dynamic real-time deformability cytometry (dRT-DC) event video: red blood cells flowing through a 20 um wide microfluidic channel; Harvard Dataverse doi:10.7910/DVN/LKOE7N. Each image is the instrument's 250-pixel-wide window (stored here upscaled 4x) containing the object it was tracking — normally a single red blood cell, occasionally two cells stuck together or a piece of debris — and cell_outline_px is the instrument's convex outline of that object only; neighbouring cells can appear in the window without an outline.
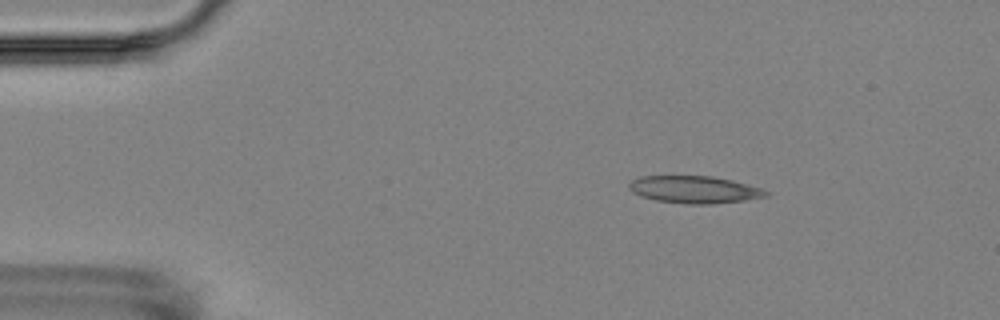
{"species": "Egyptian fruit bat (a non-hibernating species)", "species_latin": "Rousettus aegyptiacus", "temperature_condition": "room temperature", "stored_images_in_passage": 4, "camera_frame_rate_fps": 3000, "um_per_image_px": 0.085, "animal": {"sex": "female"}, "frame": {"image": 1, "passage_image": 2, "time_ms": 1.333, "image_size_px": [1000, 320], "cell_outline_px": [[768, 196], [744, 200], [712, 204], [688, 204], [656, 200], [640, 196], [632, 192], [628, 188], [628, 184], [632, 180], [640, 176], [712, 176], [732, 180], [764, 188], [768, 192]], "centroid_in_image_um": [59.02, 16.11], "position_along_channel_um": 26.0, "area_um2": 21.85}}